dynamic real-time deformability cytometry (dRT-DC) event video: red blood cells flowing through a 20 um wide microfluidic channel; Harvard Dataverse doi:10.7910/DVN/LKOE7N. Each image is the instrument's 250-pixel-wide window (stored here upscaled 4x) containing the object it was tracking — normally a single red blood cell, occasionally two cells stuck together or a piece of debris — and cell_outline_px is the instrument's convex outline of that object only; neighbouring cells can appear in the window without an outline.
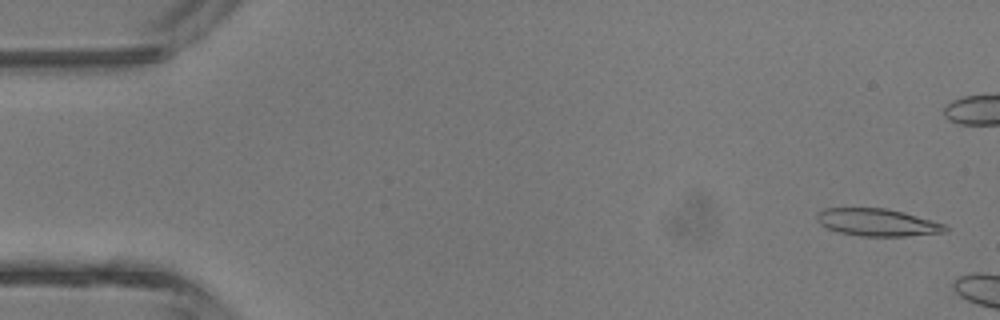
{"species": "common noctule bat (a hibernating species)", "species_latin": "Nyctalus noctula", "temperature_condition": "room temperature", "stored_images_in_passage": 6, "camera_frame_rate_fps": 3000, "um_per_image_px": 0.085, "animal": {"sex": "male", "body_mass_g": 13.3}, "frame": {"image": 1, "passage_image": 2, "time_ms": 0.333, "image_size_px": [1000, 320], "cell_outline_px": [[948, 228], [944, 232], [908, 236], [860, 236], [836, 232], [820, 224], [816, 216], [816, 212], [824, 208], [888, 208], [904, 212], [944, 224]], "centroid_in_image_um": [74.53, 18.9], "position_along_channel_um": 10.5, "area_um2": 20.52}}